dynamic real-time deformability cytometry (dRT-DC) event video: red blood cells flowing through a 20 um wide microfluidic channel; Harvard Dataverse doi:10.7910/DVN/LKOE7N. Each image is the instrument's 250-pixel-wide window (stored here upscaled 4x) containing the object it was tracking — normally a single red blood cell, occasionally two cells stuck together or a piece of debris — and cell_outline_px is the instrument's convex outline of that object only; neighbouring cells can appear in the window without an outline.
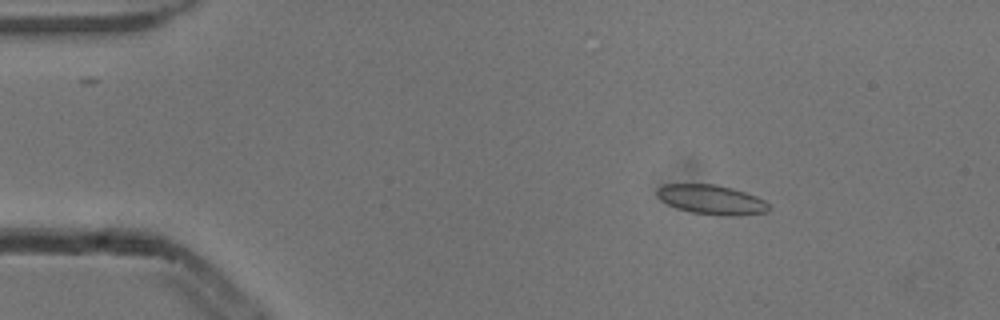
{"species": "common noctule bat (a hibernating species)", "species_latin": "Nyctalus noctula", "temperature_condition": "cold", "stored_images_in_passage": 6, "camera_frame_rate_fps": 3000, "um_per_image_px": 0.085, "animal": {"sex": "male", "body_mass_g": 13.3}, "frame": {"image": 1, "passage_image": 3, "time_ms": 0.667, "image_size_px": [1000, 320], "cell_outline_px": [[772, 208], [768, 212], [736, 216], [720, 216], [692, 212], [676, 208], [660, 200], [656, 196], [656, 188], [664, 184], [716, 184], [732, 188], [756, 196], [764, 200]], "centroid_in_image_um": [60.47, 16.97], "position_along_channel_um": 24.5, "area_um2": 19.48}}